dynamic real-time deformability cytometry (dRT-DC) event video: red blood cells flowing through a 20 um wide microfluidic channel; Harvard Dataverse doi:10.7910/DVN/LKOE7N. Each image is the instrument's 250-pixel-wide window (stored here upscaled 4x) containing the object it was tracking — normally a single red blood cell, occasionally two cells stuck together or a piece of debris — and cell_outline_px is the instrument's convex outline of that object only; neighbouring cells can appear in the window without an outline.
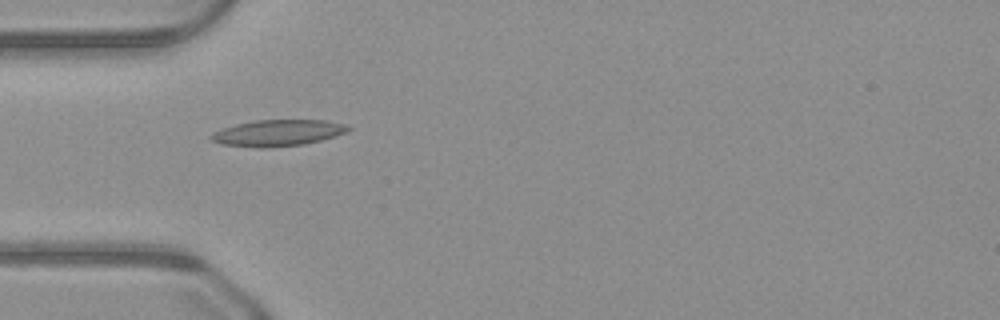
{"species": "common noctule bat (a hibernating species)", "species_latin": "Nyctalus noctula", "temperature_condition": "warm", "stored_images_in_passage": 38, "camera_frame_rate_fps": 3000, "um_per_image_px": 0.085, "animal": {"sex": "male", "body_mass_g": 23.1, "forearm_length_mm": 52.7}, "frame": {"image": 1, "passage_image": 4, "time_ms": 1.0, "image_size_px": [1000, 320], "cell_outline_px": [[352, 128], [348, 132], [336, 136], [304, 144], [264, 148], [260, 148], [220, 144], [212, 140], [208, 136], [212, 132], [220, 128], [236, 124], [256, 120], [328, 120], [344, 124]], "centroid_in_image_um": [23.59, 11.29], "position_along_channel_um": 61.4, "area_um2": 21.21}}
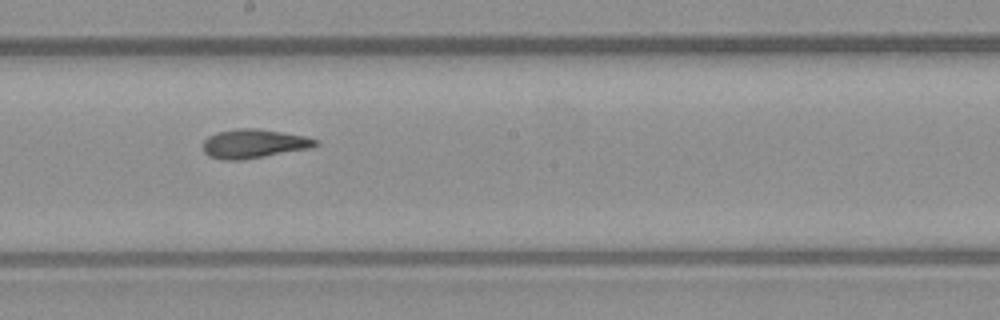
{"frame": {"image": 2, "passage_image": 16, "time_ms": 5.0, "image_size_px": [1000, 320], "cell_outline_px": [[320, 144], [312, 148], [244, 160], [224, 160], [208, 156], [204, 152], [204, 140], [208, 136], [216, 132], [236, 128], [256, 128], [304, 136], [320, 140]], "centroid_in_image_um": [21.59, 12.22], "position_along_channel_um": 226.6, "area_um2": 19.19}}
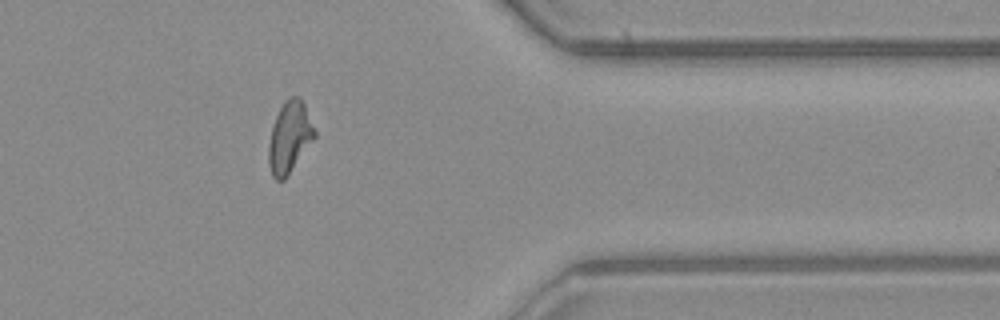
{"frame": {"image": 3, "passage_image": 29, "time_ms": 9.333, "image_size_px": [1000, 320], "cell_outline_px": [[316, 136], [284, 180], [276, 180], [272, 176], [268, 164], [268, 144], [272, 128], [276, 116], [284, 100], [288, 96], [300, 96], [304, 104], [316, 132]], "centroid_in_image_um": [24.6, 11.65], "position_along_channel_um": 386.8, "area_um2": 19.02}}